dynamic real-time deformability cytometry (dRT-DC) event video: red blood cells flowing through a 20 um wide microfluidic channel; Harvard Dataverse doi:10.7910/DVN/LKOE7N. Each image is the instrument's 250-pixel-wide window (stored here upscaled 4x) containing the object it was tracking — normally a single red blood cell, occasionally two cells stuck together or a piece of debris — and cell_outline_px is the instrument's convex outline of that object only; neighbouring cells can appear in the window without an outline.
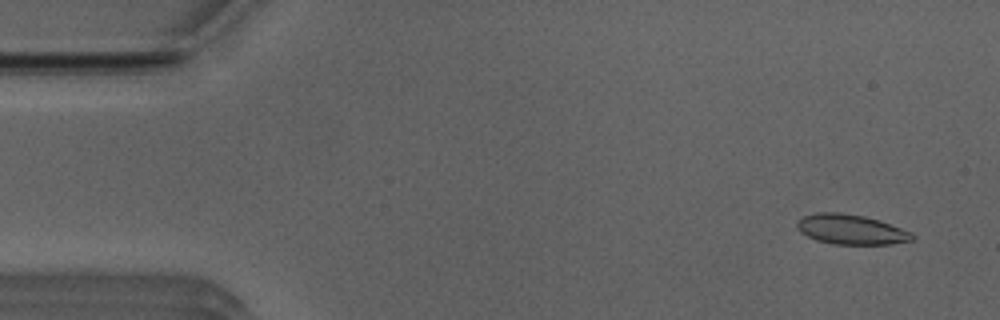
{"species": "Egyptian fruit bat (a non-hibernating species)", "species_latin": "Rousettus aegyptiacus", "temperature_condition": "room temperature", "stored_images_in_passage": 51, "camera_frame_rate_fps": 3000, "um_per_image_px": 0.085, "animal": {"sex": "male"}, "frame": {"image": 1, "passage_image": 3, "time_ms": 0.667, "image_size_px": [1000, 320], "cell_outline_px": [[916, 236], [912, 240], [892, 244], [832, 244], [816, 240], [800, 232], [796, 228], [796, 220], [804, 216], [816, 212], [840, 212], [864, 216], [880, 220], [912, 232]], "centroid_in_image_um": [72.32, 19.5], "position_along_channel_um": 12.7, "area_um2": 20.29}}
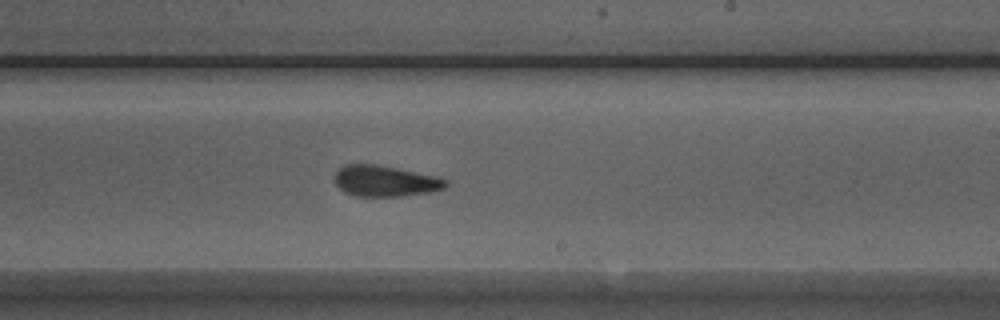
{"frame": {"image": 2, "passage_image": 30, "time_ms": 9.667, "image_size_px": [1000, 320], "cell_outline_px": [[448, 184], [444, 188], [432, 192], [400, 196], [356, 196], [344, 192], [336, 184], [336, 172], [344, 164], [376, 164], [440, 176], [448, 180]], "centroid_in_image_um": [32.79, 15.38], "position_along_channel_um": 256.2, "area_um2": 20.17}}
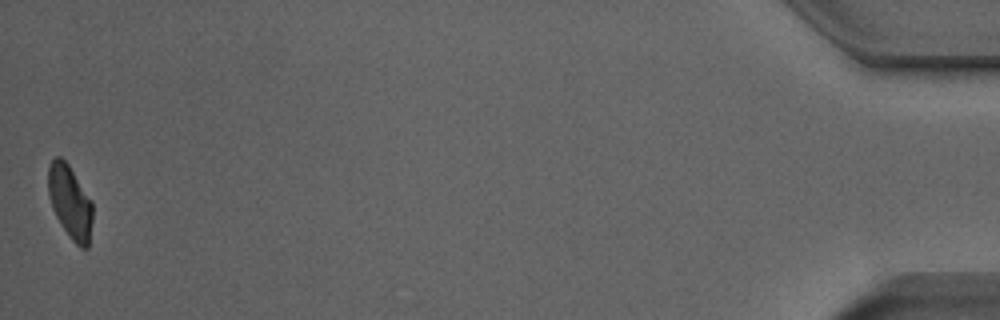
{"frame": {"image": 3, "passage_image": 51, "time_ms": 16.667, "image_size_px": [1000, 320], "cell_outline_px": [[92, 220], [88, 248], [80, 248], [72, 240], [60, 224], [52, 208], [48, 196], [48, 168], [52, 160], [56, 156], [60, 156], [68, 164], [92, 200]], "centroid_in_image_um": [5.95, 17.17], "position_along_channel_um": 429.3, "area_um2": 19.02}, "authors_computed_cell_mechanics": {"area_um2": 20.23, "velocity_mm_per_s": 3.9403, "shape_relaxation_time_tau1_ms": 4.0139, "shape_relaxation_time_tau2_ms": 1.7278, "deformation_change_tau1": 0.1437, "deformation_change_tau2": 0.0928}}